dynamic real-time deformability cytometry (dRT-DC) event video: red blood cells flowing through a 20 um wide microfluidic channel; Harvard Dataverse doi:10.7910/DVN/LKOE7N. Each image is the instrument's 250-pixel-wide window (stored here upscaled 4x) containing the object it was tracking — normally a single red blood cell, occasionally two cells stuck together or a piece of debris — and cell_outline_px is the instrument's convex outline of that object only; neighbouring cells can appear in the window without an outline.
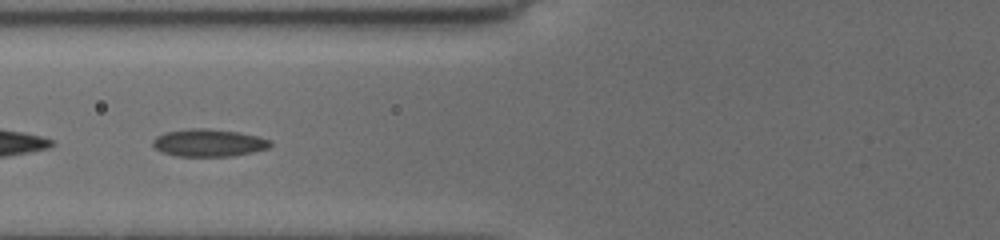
{"species": "common noctule bat (a hibernating species)", "species_latin": "Nyctalus noctula", "temperature_condition": "cold", "stored_images_in_passage": 11, "camera_frame_rate_fps": 3000, "um_per_image_px": 0.085, "animal": {"sex": "female", "body_mass_g": 19.5, "forearm_length_mm": 54.1}, "frame": {"image": 1, "passage_image": 8, "time_ms": 2.667, "image_size_px": [1000, 240], "cell_outline_px": [[272, 144], [268, 148], [252, 152], [232, 156], [176, 156], [160, 152], [152, 148], [152, 140], [156, 136], [164, 132], [188, 128], [204, 128], [240, 132], [260, 136], [272, 140]], "centroid_in_image_um": [17.71, 12.13], "position_along_channel_um": 108.1, "area_um2": 19.19}}
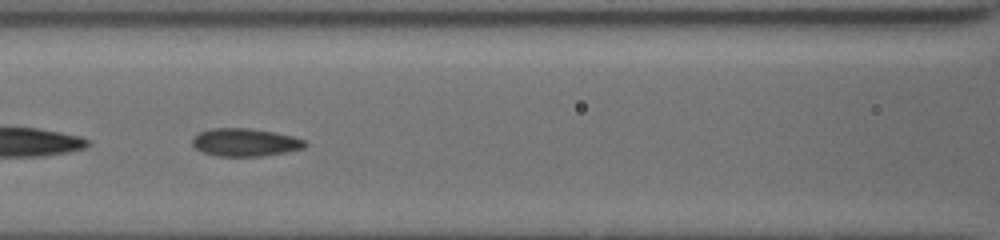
{"frame": {"image": 2, "passage_image": 11, "time_ms": 3.667, "image_size_px": [1000, 240], "cell_outline_px": [[308, 144], [304, 148], [264, 156], [216, 156], [204, 152], [196, 148], [192, 144], [192, 136], [200, 132], [212, 128], [252, 128], [276, 132], [292, 136], [304, 140]], "centroid_in_image_um": [20.83, 12.09], "position_along_channel_um": 145.8, "area_um2": 18.38}}